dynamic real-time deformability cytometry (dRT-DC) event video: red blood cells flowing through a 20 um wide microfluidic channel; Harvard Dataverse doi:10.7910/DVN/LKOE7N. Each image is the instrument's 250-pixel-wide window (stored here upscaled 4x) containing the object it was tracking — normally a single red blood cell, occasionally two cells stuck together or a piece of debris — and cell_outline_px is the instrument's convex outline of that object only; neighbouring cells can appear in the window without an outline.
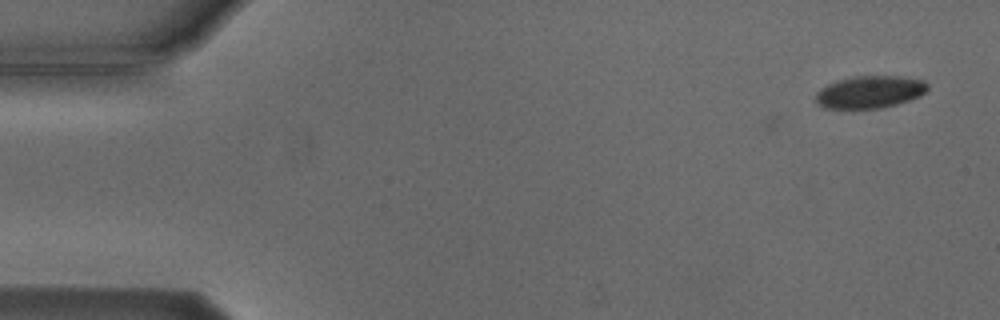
{"species": "Egyptian fruit bat (a non-hibernating species)", "species_latin": "Rousettus aegyptiacus", "temperature_condition": "cold", "stored_images_in_passage": 6, "camera_frame_rate_fps": 3000, "um_per_image_px": 0.085, "animal": {"sex": "male"}, "frame": {"image": 1, "passage_image": 2, "time_ms": 1.333, "image_size_px": [1000, 320], "cell_outline_px": [[928, 88], [924, 92], [908, 100], [896, 104], [880, 108], [824, 108], [816, 104], [816, 92], [820, 88], [836, 80], [852, 76], [904, 76], [924, 80], [928, 84]], "centroid_in_image_um": [73.89, 7.8], "position_along_channel_um": 11.1, "area_um2": 21.1}}
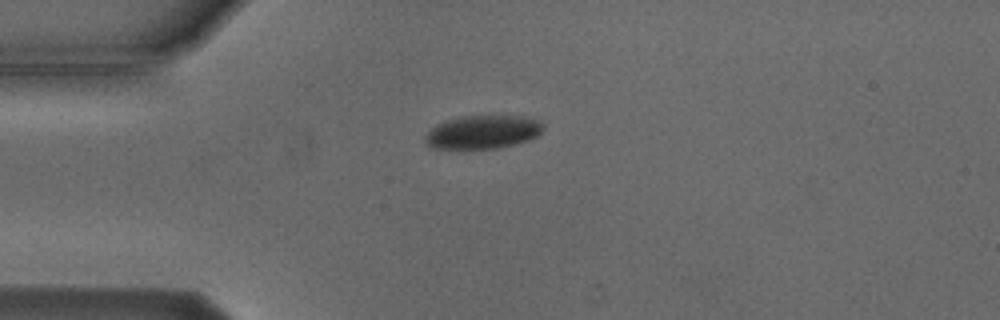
{"frame": {"image": 2, "passage_image": 5, "time_ms": 5.0, "image_size_px": [1000, 320], "cell_outline_px": [[544, 128], [536, 136], [528, 140], [496, 148], [432, 148], [424, 140], [424, 136], [436, 124], [460, 116], [524, 116], [540, 120], [544, 124]], "centroid_in_image_um": [41.05, 11.21], "position_along_channel_um": 44.0, "area_um2": 22.77}}